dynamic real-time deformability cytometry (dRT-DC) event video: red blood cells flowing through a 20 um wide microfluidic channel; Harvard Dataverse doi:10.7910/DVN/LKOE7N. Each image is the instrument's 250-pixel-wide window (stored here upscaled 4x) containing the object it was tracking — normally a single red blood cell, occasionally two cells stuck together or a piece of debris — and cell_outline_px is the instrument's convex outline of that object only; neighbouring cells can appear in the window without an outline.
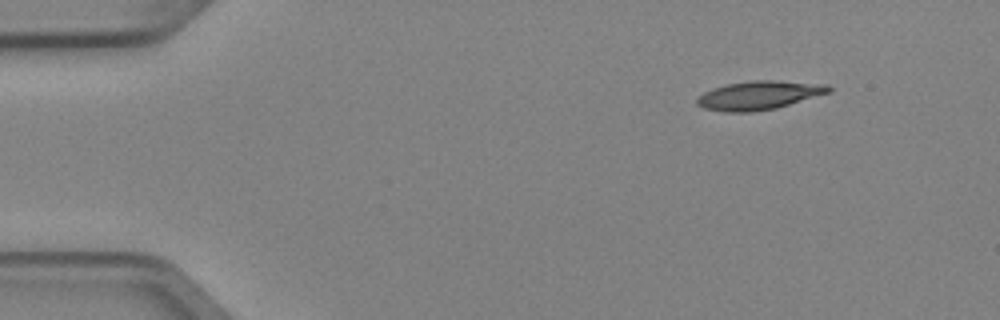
{"species": "Egyptian fruit bat (a non-hibernating species)", "species_latin": "Rousettus aegyptiacus", "temperature_condition": "cold", "stored_images_in_passage": 6, "camera_frame_rate_fps": 3000, "um_per_image_px": 0.085, "animal": {"sex": "female"}, "frame": {"image": 1, "passage_image": 6, "time_ms": 1.667, "image_size_px": [1000, 320], "cell_outline_px": [[832, 92], [776, 108], [752, 112], [724, 112], [704, 108], [696, 104], [696, 100], [704, 92], [712, 88], [728, 84], [752, 80], [776, 80], [828, 84], [832, 88]], "centroid_in_image_um": [64.55, 8.09], "position_along_channel_um": 20.5, "area_um2": 22.14}}